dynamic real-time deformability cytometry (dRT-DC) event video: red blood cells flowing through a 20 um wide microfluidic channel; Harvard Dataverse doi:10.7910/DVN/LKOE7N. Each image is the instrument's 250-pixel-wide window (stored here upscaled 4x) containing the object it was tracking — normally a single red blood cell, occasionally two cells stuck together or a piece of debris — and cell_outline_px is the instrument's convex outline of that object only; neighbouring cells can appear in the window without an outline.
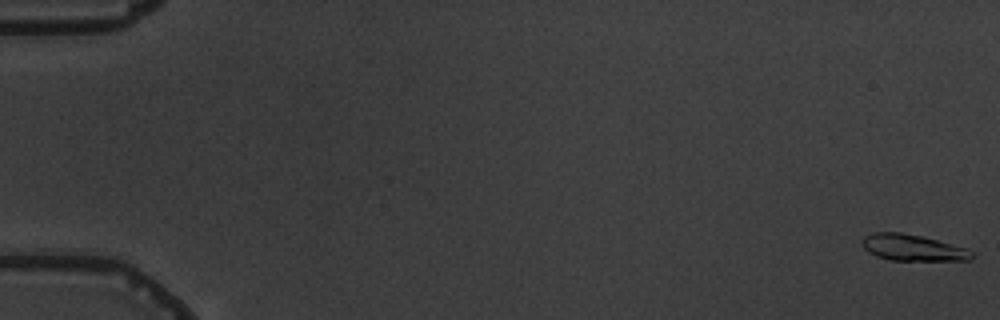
{"species": "common noctule bat (a hibernating species)", "species_latin": "Nyctalus noctula", "temperature_condition": "warm", "stored_images_in_passage": 7, "camera_frame_rate_fps": 3000, "um_per_image_px": 0.085, "animal": {"sex": "male", "body_mass_g": 19.5, "forearm_length_mm": 54.6}, "frame": {"image": 1, "passage_image": 1, "time_ms": 0.0, "image_size_px": [1000, 320], "cell_outline_px": [[972, 260], [892, 260], [876, 256], [868, 252], [864, 248], [860, 240], [864, 236], [872, 232], [900, 232], [924, 236], [964, 248], [972, 252]], "centroid_in_image_um": [77.51, 21.04], "position_along_channel_um": 7.5, "area_um2": 16.76}}
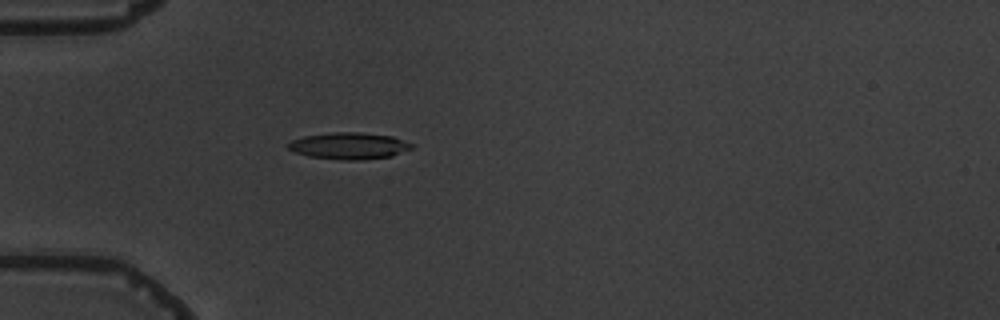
{"frame": {"image": 2, "passage_image": 7, "time_ms": 8.0, "image_size_px": [1000, 320], "cell_outline_px": [[412, 148], [392, 156], [360, 160], [344, 160], [308, 156], [296, 152], [288, 148], [288, 144], [292, 140], [304, 136], [332, 132], [360, 132], [392, 136], [412, 144]], "centroid_in_image_um": [29.67, 12.39], "position_along_channel_um": 55.3, "area_um2": 19.02}}